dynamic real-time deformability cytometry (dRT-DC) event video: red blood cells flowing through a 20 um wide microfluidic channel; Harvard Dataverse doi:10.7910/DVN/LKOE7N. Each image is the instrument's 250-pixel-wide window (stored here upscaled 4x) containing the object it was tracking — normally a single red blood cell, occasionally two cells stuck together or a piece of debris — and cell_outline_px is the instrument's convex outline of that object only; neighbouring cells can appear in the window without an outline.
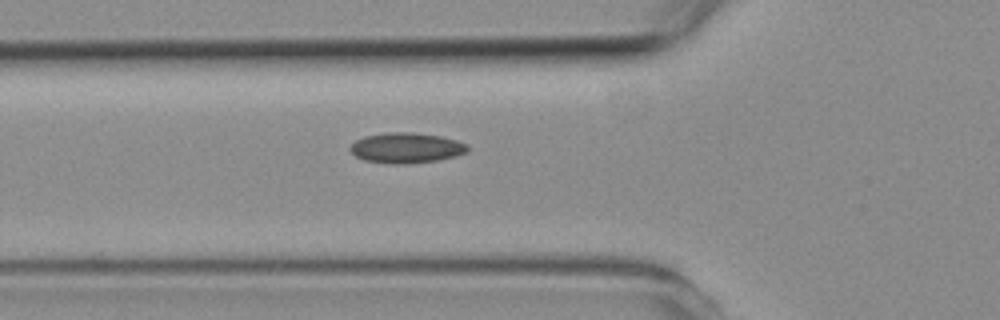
{"species": "common noctule bat (a hibernating species)", "species_latin": "Nyctalus noctula", "temperature_condition": "room temperature", "stored_images_in_passage": 4, "camera_frame_rate_fps": 3000, "um_per_image_px": 0.085, "animal": {"sex": "female", "body_mass_g": 19.3, "forearm_length_mm": 54.1}, "frame": {"image": 1, "passage_image": 4, "time_ms": 5.0, "image_size_px": [1000, 320], "cell_outline_px": [[468, 152], [456, 156], [436, 160], [408, 164], [388, 164], [364, 160], [356, 156], [348, 148], [356, 140], [364, 136], [388, 132], [412, 132], [440, 136], [456, 140], [468, 144]], "centroid_in_image_um": [34.53, 12.57], "position_along_channel_um": 91.3, "area_um2": 20.87}}